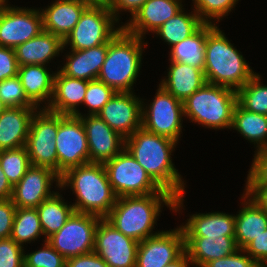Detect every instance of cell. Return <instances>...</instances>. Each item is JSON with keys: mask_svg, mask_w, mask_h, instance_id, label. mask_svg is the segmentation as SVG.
<instances>
[{"mask_svg": "<svg viewBox=\"0 0 267 267\" xmlns=\"http://www.w3.org/2000/svg\"><path fill=\"white\" fill-rule=\"evenodd\" d=\"M177 143L142 127L125 138V149L161 189L175 196V213L183 208L185 194V183L171 159Z\"/></svg>", "mask_w": 267, "mask_h": 267, "instance_id": "1", "label": "cell"}, {"mask_svg": "<svg viewBox=\"0 0 267 267\" xmlns=\"http://www.w3.org/2000/svg\"><path fill=\"white\" fill-rule=\"evenodd\" d=\"M70 187L76 195L75 212L106 218L117 196L112 190L104 164L87 163L68 169L60 176V188Z\"/></svg>", "mask_w": 267, "mask_h": 267, "instance_id": "2", "label": "cell"}, {"mask_svg": "<svg viewBox=\"0 0 267 267\" xmlns=\"http://www.w3.org/2000/svg\"><path fill=\"white\" fill-rule=\"evenodd\" d=\"M175 211V196L171 193H152L144 196H123L105 218L125 236L141 242L153 236L162 206Z\"/></svg>", "mask_w": 267, "mask_h": 267, "instance_id": "3", "label": "cell"}, {"mask_svg": "<svg viewBox=\"0 0 267 267\" xmlns=\"http://www.w3.org/2000/svg\"><path fill=\"white\" fill-rule=\"evenodd\" d=\"M233 44L215 24L207 23L204 74L207 83L234 90L244 86L255 74Z\"/></svg>", "mask_w": 267, "mask_h": 267, "instance_id": "4", "label": "cell"}, {"mask_svg": "<svg viewBox=\"0 0 267 267\" xmlns=\"http://www.w3.org/2000/svg\"><path fill=\"white\" fill-rule=\"evenodd\" d=\"M143 39L122 28L108 42L107 54L97 79L116 92H132L142 64L143 47L148 46Z\"/></svg>", "mask_w": 267, "mask_h": 267, "instance_id": "5", "label": "cell"}, {"mask_svg": "<svg viewBox=\"0 0 267 267\" xmlns=\"http://www.w3.org/2000/svg\"><path fill=\"white\" fill-rule=\"evenodd\" d=\"M236 90L206 83L184 102V117L211 129H231Z\"/></svg>", "mask_w": 267, "mask_h": 267, "instance_id": "6", "label": "cell"}, {"mask_svg": "<svg viewBox=\"0 0 267 267\" xmlns=\"http://www.w3.org/2000/svg\"><path fill=\"white\" fill-rule=\"evenodd\" d=\"M107 5H89L74 29L63 40L64 48L85 50L109 42L121 29Z\"/></svg>", "mask_w": 267, "mask_h": 267, "instance_id": "7", "label": "cell"}, {"mask_svg": "<svg viewBox=\"0 0 267 267\" xmlns=\"http://www.w3.org/2000/svg\"><path fill=\"white\" fill-rule=\"evenodd\" d=\"M104 166L117 198L169 193L151 179L145 169L125 148L113 159L106 161Z\"/></svg>", "mask_w": 267, "mask_h": 267, "instance_id": "8", "label": "cell"}, {"mask_svg": "<svg viewBox=\"0 0 267 267\" xmlns=\"http://www.w3.org/2000/svg\"><path fill=\"white\" fill-rule=\"evenodd\" d=\"M57 132L58 113L37 109L31 118L25 144L32 166L48 167L58 173Z\"/></svg>", "mask_w": 267, "mask_h": 267, "instance_id": "9", "label": "cell"}, {"mask_svg": "<svg viewBox=\"0 0 267 267\" xmlns=\"http://www.w3.org/2000/svg\"><path fill=\"white\" fill-rule=\"evenodd\" d=\"M156 91L155 99L150 105L147 106L142 103V128L178 142L183 127V102L175 98L161 85Z\"/></svg>", "mask_w": 267, "mask_h": 267, "instance_id": "10", "label": "cell"}, {"mask_svg": "<svg viewBox=\"0 0 267 267\" xmlns=\"http://www.w3.org/2000/svg\"><path fill=\"white\" fill-rule=\"evenodd\" d=\"M101 219L96 215L74 212L47 241L66 259L94 252L95 231Z\"/></svg>", "mask_w": 267, "mask_h": 267, "instance_id": "11", "label": "cell"}, {"mask_svg": "<svg viewBox=\"0 0 267 267\" xmlns=\"http://www.w3.org/2000/svg\"><path fill=\"white\" fill-rule=\"evenodd\" d=\"M58 174L89 163L86 130L80 117L58 114V132L55 139Z\"/></svg>", "mask_w": 267, "mask_h": 267, "instance_id": "12", "label": "cell"}, {"mask_svg": "<svg viewBox=\"0 0 267 267\" xmlns=\"http://www.w3.org/2000/svg\"><path fill=\"white\" fill-rule=\"evenodd\" d=\"M138 245L139 242L125 236L105 218L99 221L94 252L109 267H136Z\"/></svg>", "mask_w": 267, "mask_h": 267, "instance_id": "13", "label": "cell"}, {"mask_svg": "<svg viewBox=\"0 0 267 267\" xmlns=\"http://www.w3.org/2000/svg\"><path fill=\"white\" fill-rule=\"evenodd\" d=\"M43 31L41 10L11 7L0 11V46L15 49Z\"/></svg>", "mask_w": 267, "mask_h": 267, "instance_id": "14", "label": "cell"}, {"mask_svg": "<svg viewBox=\"0 0 267 267\" xmlns=\"http://www.w3.org/2000/svg\"><path fill=\"white\" fill-rule=\"evenodd\" d=\"M185 252V235L181 226L159 231L139 242L136 267H165Z\"/></svg>", "mask_w": 267, "mask_h": 267, "instance_id": "15", "label": "cell"}, {"mask_svg": "<svg viewBox=\"0 0 267 267\" xmlns=\"http://www.w3.org/2000/svg\"><path fill=\"white\" fill-rule=\"evenodd\" d=\"M142 103L133 92H116L97 115L127 138L142 127Z\"/></svg>", "mask_w": 267, "mask_h": 267, "instance_id": "16", "label": "cell"}, {"mask_svg": "<svg viewBox=\"0 0 267 267\" xmlns=\"http://www.w3.org/2000/svg\"><path fill=\"white\" fill-rule=\"evenodd\" d=\"M56 181L60 188V175L48 167L32 166L21 180L13 186L11 201L19 208H37L52 196L51 186Z\"/></svg>", "mask_w": 267, "mask_h": 267, "instance_id": "17", "label": "cell"}, {"mask_svg": "<svg viewBox=\"0 0 267 267\" xmlns=\"http://www.w3.org/2000/svg\"><path fill=\"white\" fill-rule=\"evenodd\" d=\"M80 118L86 130L89 163L104 164L125 148V138L110 128L97 114H80Z\"/></svg>", "mask_w": 267, "mask_h": 267, "instance_id": "18", "label": "cell"}, {"mask_svg": "<svg viewBox=\"0 0 267 267\" xmlns=\"http://www.w3.org/2000/svg\"><path fill=\"white\" fill-rule=\"evenodd\" d=\"M181 0H146L122 28L129 34L143 38L154 33L166 21L181 11Z\"/></svg>", "mask_w": 267, "mask_h": 267, "instance_id": "19", "label": "cell"}, {"mask_svg": "<svg viewBox=\"0 0 267 267\" xmlns=\"http://www.w3.org/2000/svg\"><path fill=\"white\" fill-rule=\"evenodd\" d=\"M88 82L87 80L68 77L58 70L54 78L53 96L46 109L62 115L80 117L81 113L77 106L84 102Z\"/></svg>", "mask_w": 267, "mask_h": 267, "instance_id": "20", "label": "cell"}, {"mask_svg": "<svg viewBox=\"0 0 267 267\" xmlns=\"http://www.w3.org/2000/svg\"><path fill=\"white\" fill-rule=\"evenodd\" d=\"M37 107H7L0 114V151L25 146Z\"/></svg>", "mask_w": 267, "mask_h": 267, "instance_id": "21", "label": "cell"}, {"mask_svg": "<svg viewBox=\"0 0 267 267\" xmlns=\"http://www.w3.org/2000/svg\"><path fill=\"white\" fill-rule=\"evenodd\" d=\"M88 6L86 3L76 0H55L45 10L41 9L43 30L64 40L74 29Z\"/></svg>", "mask_w": 267, "mask_h": 267, "instance_id": "22", "label": "cell"}, {"mask_svg": "<svg viewBox=\"0 0 267 267\" xmlns=\"http://www.w3.org/2000/svg\"><path fill=\"white\" fill-rule=\"evenodd\" d=\"M19 66L47 65L49 61L64 50L63 39L57 35L43 30L36 37L18 45L15 49Z\"/></svg>", "mask_w": 267, "mask_h": 267, "instance_id": "23", "label": "cell"}, {"mask_svg": "<svg viewBox=\"0 0 267 267\" xmlns=\"http://www.w3.org/2000/svg\"><path fill=\"white\" fill-rule=\"evenodd\" d=\"M166 78L161 85L179 101L184 102L206 83L204 71L185 63L170 61Z\"/></svg>", "mask_w": 267, "mask_h": 267, "instance_id": "24", "label": "cell"}, {"mask_svg": "<svg viewBox=\"0 0 267 267\" xmlns=\"http://www.w3.org/2000/svg\"><path fill=\"white\" fill-rule=\"evenodd\" d=\"M237 249L235 236L185 237V252L196 267H204L208 262L229 256Z\"/></svg>", "mask_w": 267, "mask_h": 267, "instance_id": "25", "label": "cell"}, {"mask_svg": "<svg viewBox=\"0 0 267 267\" xmlns=\"http://www.w3.org/2000/svg\"><path fill=\"white\" fill-rule=\"evenodd\" d=\"M108 50V42L85 50H71L60 71L72 78L95 80L98 78Z\"/></svg>", "mask_w": 267, "mask_h": 267, "instance_id": "26", "label": "cell"}, {"mask_svg": "<svg viewBox=\"0 0 267 267\" xmlns=\"http://www.w3.org/2000/svg\"><path fill=\"white\" fill-rule=\"evenodd\" d=\"M55 74H51L46 65L40 64L19 66L18 68V76L25 95L38 109H40L42 102L46 104L42 108H47L50 104L53 96Z\"/></svg>", "mask_w": 267, "mask_h": 267, "instance_id": "27", "label": "cell"}, {"mask_svg": "<svg viewBox=\"0 0 267 267\" xmlns=\"http://www.w3.org/2000/svg\"><path fill=\"white\" fill-rule=\"evenodd\" d=\"M181 227L185 237L235 236V215L223 212L196 213Z\"/></svg>", "mask_w": 267, "mask_h": 267, "instance_id": "28", "label": "cell"}, {"mask_svg": "<svg viewBox=\"0 0 267 267\" xmlns=\"http://www.w3.org/2000/svg\"><path fill=\"white\" fill-rule=\"evenodd\" d=\"M242 209L235 215V242L243 249L255 237L267 229V212L243 193Z\"/></svg>", "mask_w": 267, "mask_h": 267, "instance_id": "29", "label": "cell"}, {"mask_svg": "<svg viewBox=\"0 0 267 267\" xmlns=\"http://www.w3.org/2000/svg\"><path fill=\"white\" fill-rule=\"evenodd\" d=\"M231 129L237 130L246 140L257 145L255 151L267 147V116L253 113L242 108L238 103L233 112Z\"/></svg>", "mask_w": 267, "mask_h": 267, "instance_id": "30", "label": "cell"}, {"mask_svg": "<svg viewBox=\"0 0 267 267\" xmlns=\"http://www.w3.org/2000/svg\"><path fill=\"white\" fill-rule=\"evenodd\" d=\"M67 204L68 203L63 200V197L56 191L36 208L45 240L58 232L75 212L74 206Z\"/></svg>", "mask_w": 267, "mask_h": 267, "instance_id": "31", "label": "cell"}, {"mask_svg": "<svg viewBox=\"0 0 267 267\" xmlns=\"http://www.w3.org/2000/svg\"><path fill=\"white\" fill-rule=\"evenodd\" d=\"M207 23L194 34L171 47L170 61L185 63L204 71Z\"/></svg>", "mask_w": 267, "mask_h": 267, "instance_id": "32", "label": "cell"}, {"mask_svg": "<svg viewBox=\"0 0 267 267\" xmlns=\"http://www.w3.org/2000/svg\"><path fill=\"white\" fill-rule=\"evenodd\" d=\"M190 13L187 14L182 9L154 33L171 47L182 42L184 39L194 34L204 24L195 11Z\"/></svg>", "mask_w": 267, "mask_h": 267, "instance_id": "33", "label": "cell"}, {"mask_svg": "<svg viewBox=\"0 0 267 267\" xmlns=\"http://www.w3.org/2000/svg\"><path fill=\"white\" fill-rule=\"evenodd\" d=\"M44 235L36 208H16L10 238L24 246Z\"/></svg>", "mask_w": 267, "mask_h": 267, "instance_id": "34", "label": "cell"}, {"mask_svg": "<svg viewBox=\"0 0 267 267\" xmlns=\"http://www.w3.org/2000/svg\"><path fill=\"white\" fill-rule=\"evenodd\" d=\"M255 74L244 86L236 91L237 103L247 111L267 116V85L261 84Z\"/></svg>", "mask_w": 267, "mask_h": 267, "instance_id": "35", "label": "cell"}, {"mask_svg": "<svg viewBox=\"0 0 267 267\" xmlns=\"http://www.w3.org/2000/svg\"><path fill=\"white\" fill-rule=\"evenodd\" d=\"M0 166L12 186H15L31 167L25 146L0 151Z\"/></svg>", "mask_w": 267, "mask_h": 267, "instance_id": "36", "label": "cell"}, {"mask_svg": "<svg viewBox=\"0 0 267 267\" xmlns=\"http://www.w3.org/2000/svg\"><path fill=\"white\" fill-rule=\"evenodd\" d=\"M194 11L204 23L217 24L224 16H228L239 0H192Z\"/></svg>", "mask_w": 267, "mask_h": 267, "instance_id": "37", "label": "cell"}, {"mask_svg": "<svg viewBox=\"0 0 267 267\" xmlns=\"http://www.w3.org/2000/svg\"><path fill=\"white\" fill-rule=\"evenodd\" d=\"M0 98L6 107H36L25 95L18 75L0 81Z\"/></svg>", "mask_w": 267, "mask_h": 267, "instance_id": "38", "label": "cell"}, {"mask_svg": "<svg viewBox=\"0 0 267 267\" xmlns=\"http://www.w3.org/2000/svg\"><path fill=\"white\" fill-rule=\"evenodd\" d=\"M116 91L102 81L95 79L88 82L83 104L89 107V115H96L114 96Z\"/></svg>", "mask_w": 267, "mask_h": 267, "instance_id": "39", "label": "cell"}, {"mask_svg": "<svg viewBox=\"0 0 267 267\" xmlns=\"http://www.w3.org/2000/svg\"><path fill=\"white\" fill-rule=\"evenodd\" d=\"M40 250L24 253V267H66L67 259L44 240Z\"/></svg>", "mask_w": 267, "mask_h": 267, "instance_id": "40", "label": "cell"}, {"mask_svg": "<svg viewBox=\"0 0 267 267\" xmlns=\"http://www.w3.org/2000/svg\"><path fill=\"white\" fill-rule=\"evenodd\" d=\"M24 247L9 238L0 239V267H24Z\"/></svg>", "mask_w": 267, "mask_h": 267, "instance_id": "41", "label": "cell"}, {"mask_svg": "<svg viewBox=\"0 0 267 267\" xmlns=\"http://www.w3.org/2000/svg\"><path fill=\"white\" fill-rule=\"evenodd\" d=\"M254 155L245 186H267V147Z\"/></svg>", "mask_w": 267, "mask_h": 267, "instance_id": "42", "label": "cell"}, {"mask_svg": "<svg viewBox=\"0 0 267 267\" xmlns=\"http://www.w3.org/2000/svg\"><path fill=\"white\" fill-rule=\"evenodd\" d=\"M204 267H261V266L243 249H237L233 254L223 258L212 260L208 262Z\"/></svg>", "mask_w": 267, "mask_h": 267, "instance_id": "43", "label": "cell"}, {"mask_svg": "<svg viewBox=\"0 0 267 267\" xmlns=\"http://www.w3.org/2000/svg\"><path fill=\"white\" fill-rule=\"evenodd\" d=\"M243 250L261 267H267V229L249 242Z\"/></svg>", "mask_w": 267, "mask_h": 267, "instance_id": "44", "label": "cell"}, {"mask_svg": "<svg viewBox=\"0 0 267 267\" xmlns=\"http://www.w3.org/2000/svg\"><path fill=\"white\" fill-rule=\"evenodd\" d=\"M18 68L15 50L0 46V81L18 75Z\"/></svg>", "mask_w": 267, "mask_h": 267, "instance_id": "45", "label": "cell"}, {"mask_svg": "<svg viewBox=\"0 0 267 267\" xmlns=\"http://www.w3.org/2000/svg\"><path fill=\"white\" fill-rule=\"evenodd\" d=\"M16 208L11 199L0 201V239L11 236Z\"/></svg>", "mask_w": 267, "mask_h": 267, "instance_id": "46", "label": "cell"}, {"mask_svg": "<svg viewBox=\"0 0 267 267\" xmlns=\"http://www.w3.org/2000/svg\"><path fill=\"white\" fill-rule=\"evenodd\" d=\"M66 267H109L95 252L67 259Z\"/></svg>", "mask_w": 267, "mask_h": 267, "instance_id": "47", "label": "cell"}, {"mask_svg": "<svg viewBox=\"0 0 267 267\" xmlns=\"http://www.w3.org/2000/svg\"><path fill=\"white\" fill-rule=\"evenodd\" d=\"M146 0H108L107 6L119 20V12L128 11L131 16L145 3Z\"/></svg>", "mask_w": 267, "mask_h": 267, "instance_id": "48", "label": "cell"}, {"mask_svg": "<svg viewBox=\"0 0 267 267\" xmlns=\"http://www.w3.org/2000/svg\"><path fill=\"white\" fill-rule=\"evenodd\" d=\"M245 194L267 212V186H246Z\"/></svg>", "mask_w": 267, "mask_h": 267, "instance_id": "49", "label": "cell"}, {"mask_svg": "<svg viewBox=\"0 0 267 267\" xmlns=\"http://www.w3.org/2000/svg\"><path fill=\"white\" fill-rule=\"evenodd\" d=\"M13 186L0 166V201L11 199Z\"/></svg>", "mask_w": 267, "mask_h": 267, "instance_id": "50", "label": "cell"}, {"mask_svg": "<svg viewBox=\"0 0 267 267\" xmlns=\"http://www.w3.org/2000/svg\"><path fill=\"white\" fill-rule=\"evenodd\" d=\"M193 265L186 252H184L177 260L168 264L165 267H190Z\"/></svg>", "mask_w": 267, "mask_h": 267, "instance_id": "51", "label": "cell"}, {"mask_svg": "<svg viewBox=\"0 0 267 267\" xmlns=\"http://www.w3.org/2000/svg\"><path fill=\"white\" fill-rule=\"evenodd\" d=\"M86 3L87 5H107L108 0H76Z\"/></svg>", "mask_w": 267, "mask_h": 267, "instance_id": "52", "label": "cell"}, {"mask_svg": "<svg viewBox=\"0 0 267 267\" xmlns=\"http://www.w3.org/2000/svg\"><path fill=\"white\" fill-rule=\"evenodd\" d=\"M7 1L8 0H0V11L8 5Z\"/></svg>", "mask_w": 267, "mask_h": 267, "instance_id": "53", "label": "cell"}, {"mask_svg": "<svg viewBox=\"0 0 267 267\" xmlns=\"http://www.w3.org/2000/svg\"><path fill=\"white\" fill-rule=\"evenodd\" d=\"M7 107L5 104L2 102V99L0 98V114L6 109Z\"/></svg>", "mask_w": 267, "mask_h": 267, "instance_id": "54", "label": "cell"}]
</instances>
